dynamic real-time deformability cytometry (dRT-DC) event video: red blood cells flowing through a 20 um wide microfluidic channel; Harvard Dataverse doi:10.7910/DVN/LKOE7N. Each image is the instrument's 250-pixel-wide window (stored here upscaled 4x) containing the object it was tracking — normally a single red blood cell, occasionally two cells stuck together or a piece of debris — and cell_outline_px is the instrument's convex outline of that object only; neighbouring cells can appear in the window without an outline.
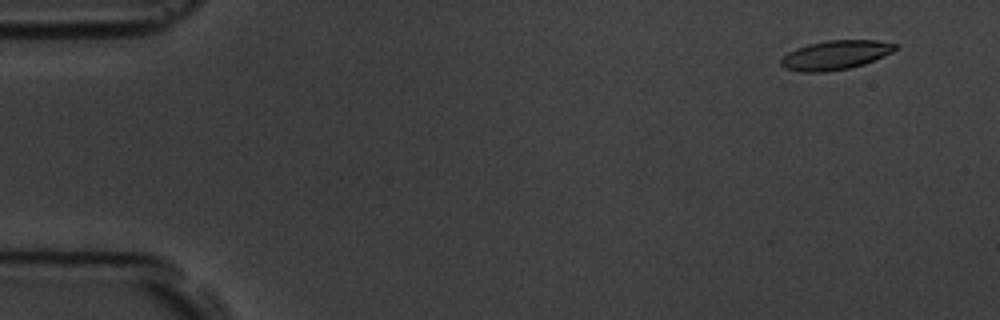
{"species": "common noctule bat (a hibernating species)", "species_latin": "Nyctalus noctula", "temperature_condition": "room temperature", "stored_images_in_passage": 7, "camera_frame_rate_fps": 3000, "um_per_image_px": 0.085, "animal": {"sex": "male", "body_mass_g": 19.5, "forearm_length_mm": 54.6}, "frame": {"image": 1, "passage_image": 2, "time_ms": 1.0, "image_size_px": [1000, 320], "cell_outline_px": [[896, 48], [892, 52], [884, 56], [864, 64], [848, 68], [824, 72], [800, 72], [784, 68], [780, 64], [780, 60], [788, 52], [796, 48], [808, 44], [828, 40], [876, 40], [896, 44]], "centroid_in_image_um": [70.98, 4.68], "position_along_channel_um": 14.0, "area_um2": 19.36}}
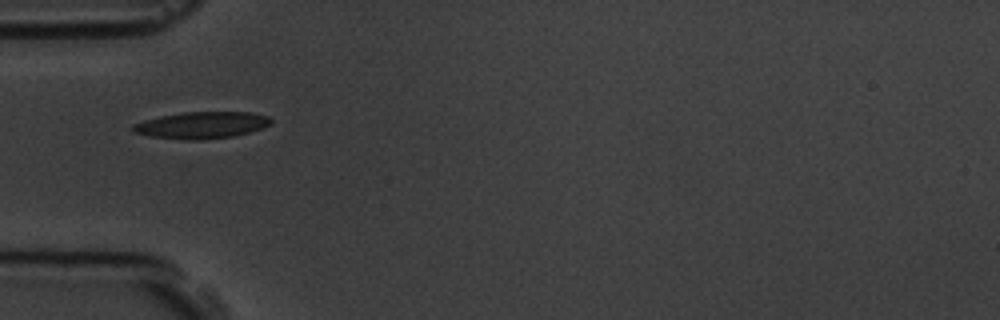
{"frame": {"image": 2, "passage_image": 6, "time_ms": 5.667, "image_size_px": [1000, 320], "cell_outline_px": [[272, 124], [264, 128], [232, 136], [200, 140], [184, 140], [148, 136], [132, 132], [128, 128], [132, 124], [144, 120], [160, 116], [184, 112], [252, 112], [268, 116], [272, 120]], "centroid_in_image_um": [17.1, 10.64], "position_along_channel_um": 67.9, "area_um2": 21.79}}
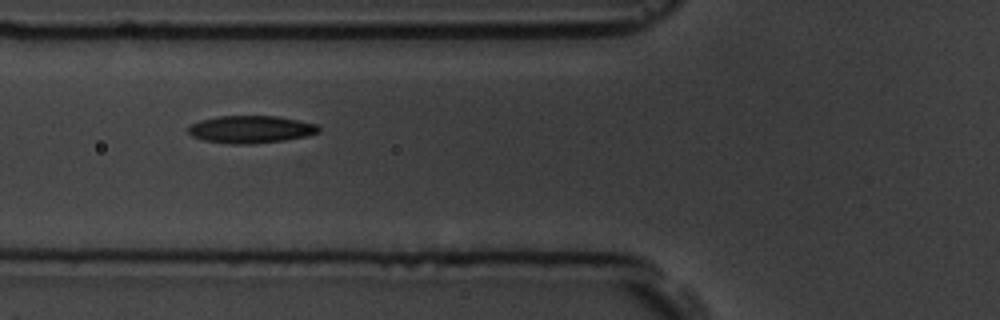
{"frame": {"image": 3, "passage_image": 7, "time_ms": 6.667, "image_size_px": [1000, 320], "cell_outline_px": [[320, 132], [308, 136], [284, 140], [248, 144], [232, 144], [204, 140], [192, 136], [188, 132], [188, 128], [192, 124], [200, 120], [220, 116], [276, 116], [316, 124], [320, 128]], "centroid_in_image_um": [21.32, 11.0], "position_along_channel_um": 104.5, "area_um2": 20.69}}